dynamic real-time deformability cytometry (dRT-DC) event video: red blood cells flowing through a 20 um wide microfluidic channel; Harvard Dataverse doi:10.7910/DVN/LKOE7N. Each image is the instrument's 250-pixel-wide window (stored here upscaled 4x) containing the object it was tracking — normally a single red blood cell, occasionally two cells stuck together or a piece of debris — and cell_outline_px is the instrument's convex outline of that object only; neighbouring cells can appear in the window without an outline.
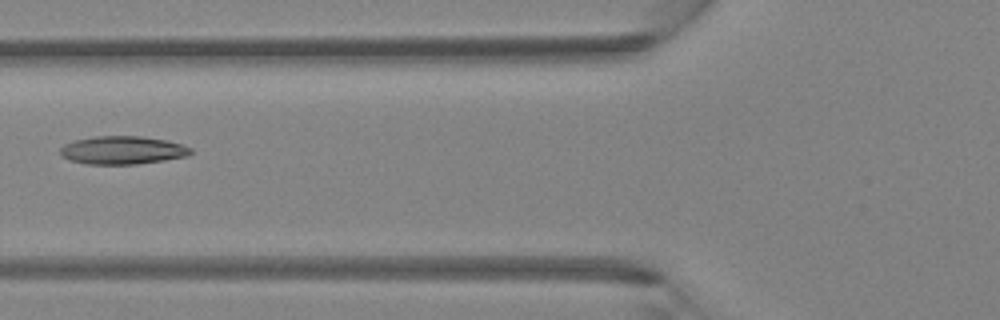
{"species": "Egyptian fruit bat (a non-hibernating species)", "species_latin": "Rousettus aegyptiacus", "temperature_condition": "room temperature", "stored_images_in_passage": 6, "camera_frame_rate_fps": 3000, "um_per_image_px": 0.085, "animal": {"sex": "female"}, "frame": {"image": 1, "passage_image": 6, "time_ms": 5.667, "image_size_px": [1000, 320], "cell_outline_px": [[192, 152], [188, 156], [164, 160], [136, 164], [84, 164], [72, 160], [64, 156], [60, 152], [60, 148], [64, 144], [76, 140], [96, 136], [140, 136], [164, 140], [180, 144], [192, 148]], "centroid_in_image_um": [10.43, 12.77], "position_along_channel_um": 115.4, "area_um2": 21.15}}